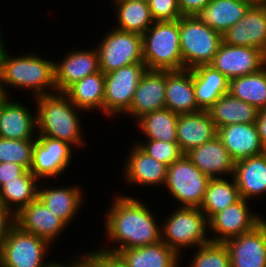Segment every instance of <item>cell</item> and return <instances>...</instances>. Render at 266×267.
<instances>
[{
    "label": "cell",
    "instance_id": "obj_9",
    "mask_svg": "<svg viewBox=\"0 0 266 267\" xmlns=\"http://www.w3.org/2000/svg\"><path fill=\"white\" fill-rule=\"evenodd\" d=\"M100 70L106 74L121 67L144 63L142 35L110 29L96 46Z\"/></svg>",
    "mask_w": 266,
    "mask_h": 267
},
{
    "label": "cell",
    "instance_id": "obj_31",
    "mask_svg": "<svg viewBox=\"0 0 266 267\" xmlns=\"http://www.w3.org/2000/svg\"><path fill=\"white\" fill-rule=\"evenodd\" d=\"M208 112L217 129L238 123H255L258 109L249 103L231 96L222 95Z\"/></svg>",
    "mask_w": 266,
    "mask_h": 267
},
{
    "label": "cell",
    "instance_id": "obj_18",
    "mask_svg": "<svg viewBox=\"0 0 266 267\" xmlns=\"http://www.w3.org/2000/svg\"><path fill=\"white\" fill-rule=\"evenodd\" d=\"M100 71L96 47L74 49L60 61H54L55 86L57 92H64L73 83Z\"/></svg>",
    "mask_w": 266,
    "mask_h": 267
},
{
    "label": "cell",
    "instance_id": "obj_12",
    "mask_svg": "<svg viewBox=\"0 0 266 267\" xmlns=\"http://www.w3.org/2000/svg\"><path fill=\"white\" fill-rule=\"evenodd\" d=\"M248 202L249 200L241 197L208 220L209 232L214 234L210 238L211 242L224 243L231 238L250 232L265 219L263 214L253 213Z\"/></svg>",
    "mask_w": 266,
    "mask_h": 267
},
{
    "label": "cell",
    "instance_id": "obj_23",
    "mask_svg": "<svg viewBox=\"0 0 266 267\" xmlns=\"http://www.w3.org/2000/svg\"><path fill=\"white\" fill-rule=\"evenodd\" d=\"M191 162L211 178L233 177L235 162L216 136L213 140L193 148L186 153Z\"/></svg>",
    "mask_w": 266,
    "mask_h": 267
},
{
    "label": "cell",
    "instance_id": "obj_50",
    "mask_svg": "<svg viewBox=\"0 0 266 267\" xmlns=\"http://www.w3.org/2000/svg\"><path fill=\"white\" fill-rule=\"evenodd\" d=\"M112 1H144V0H112Z\"/></svg>",
    "mask_w": 266,
    "mask_h": 267
},
{
    "label": "cell",
    "instance_id": "obj_32",
    "mask_svg": "<svg viewBox=\"0 0 266 267\" xmlns=\"http://www.w3.org/2000/svg\"><path fill=\"white\" fill-rule=\"evenodd\" d=\"M40 182L30 170H27L16 180L7 181L0 187V203L16 215L37 198Z\"/></svg>",
    "mask_w": 266,
    "mask_h": 267
},
{
    "label": "cell",
    "instance_id": "obj_46",
    "mask_svg": "<svg viewBox=\"0 0 266 267\" xmlns=\"http://www.w3.org/2000/svg\"><path fill=\"white\" fill-rule=\"evenodd\" d=\"M102 267H128V265L118 254L102 250Z\"/></svg>",
    "mask_w": 266,
    "mask_h": 267
},
{
    "label": "cell",
    "instance_id": "obj_28",
    "mask_svg": "<svg viewBox=\"0 0 266 267\" xmlns=\"http://www.w3.org/2000/svg\"><path fill=\"white\" fill-rule=\"evenodd\" d=\"M251 6L245 0H211L195 16L222 35L235 25Z\"/></svg>",
    "mask_w": 266,
    "mask_h": 267
},
{
    "label": "cell",
    "instance_id": "obj_35",
    "mask_svg": "<svg viewBox=\"0 0 266 267\" xmlns=\"http://www.w3.org/2000/svg\"><path fill=\"white\" fill-rule=\"evenodd\" d=\"M211 178L207 184L205 196L200 206L209 220L217 212L237 202L241 197L233 177Z\"/></svg>",
    "mask_w": 266,
    "mask_h": 267
},
{
    "label": "cell",
    "instance_id": "obj_36",
    "mask_svg": "<svg viewBox=\"0 0 266 267\" xmlns=\"http://www.w3.org/2000/svg\"><path fill=\"white\" fill-rule=\"evenodd\" d=\"M228 93L258 110L266 108V66L254 74L231 79Z\"/></svg>",
    "mask_w": 266,
    "mask_h": 267
},
{
    "label": "cell",
    "instance_id": "obj_33",
    "mask_svg": "<svg viewBox=\"0 0 266 267\" xmlns=\"http://www.w3.org/2000/svg\"><path fill=\"white\" fill-rule=\"evenodd\" d=\"M179 114L168 108L144 114L136 121V127L145 140L177 142V119Z\"/></svg>",
    "mask_w": 266,
    "mask_h": 267
},
{
    "label": "cell",
    "instance_id": "obj_6",
    "mask_svg": "<svg viewBox=\"0 0 266 267\" xmlns=\"http://www.w3.org/2000/svg\"><path fill=\"white\" fill-rule=\"evenodd\" d=\"M179 30L184 69L209 65L222 42V35L195 15L179 18Z\"/></svg>",
    "mask_w": 266,
    "mask_h": 267
},
{
    "label": "cell",
    "instance_id": "obj_11",
    "mask_svg": "<svg viewBox=\"0 0 266 267\" xmlns=\"http://www.w3.org/2000/svg\"><path fill=\"white\" fill-rule=\"evenodd\" d=\"M73 148L70 143L59 139L36 136L30 172L39 181L59 178L72 163Z\"/></svg>",
    "mask_w": 266,
    "mask_h": 267
},
{
    "label": "cell",
    "instance_id": "obj_15",
    "mask_svg": "<svg viewBox=\"0 0 266 267\" xmlns=\"http://www.w3.org/2000/svg\"><path fill=\"white\" fill-rule=\"evenodd\" d=\"M231 267H266V220L252 231L224 242Z\"/></svg>",
    "mask_w": 266,
    "mask_h": 267
},
{
    "label": "cell",
    "instance_id": "obj_5",
    "mask_svg": "<svg viewBox=\"0 0 266 267\" xmlns=\"http://www.w3.org/2000/svg\"><path fill=\"white\" fill-rule=\"evenodd\" d=\"M209 223L200 208L178 207L161 223V240L182 259L183 248L193 249L211 242Z\"/></svg>",
    "mask_w": 266,
    "mask_h": 267
},
{
    "label": "cell",
    "instance_id": "obj_10",
    "mask_svg": "<svg viewBox=\"0 0 266 267\" xmlns=\"http://www.w3.org/2000/svg\"><path fill=\"white\" fill-rule=\"evenodd\" d=\"M146 70L145 63H135L105 74L103 115L106 119L120 118L129 110Z\"/></svg>",
    "mask_w": 266,
    "mask_h": 267
},
{
    "label": "cell",
    "instance_id": "obj_29",
    "mask_svg": "<svg viewBox=\"0 0 266 267\" xmlns=\"http://www.w3.org/2000/svg\"><path fill=\"white\" fill-rule=\"evenodd\" d=\"M105 74L100 70L73 83L63 93L83 112L99 111L103 115Z\"/></svg>",
    "mask_w": 266,
    "mask_h": 267
},
{
    "label": "cell",
    "instance_id": "obj_38",
    "mask_svg": "<svg viewBox=\"0 0 266 267\" xmlns=\"http://www.w3.org/2000/svg\"><path fill=\"white\" fill-rule=\"evenodd\" d=\"M188 267H231L230 255L224 243L210 242L198 246Z\"/></svg>",
    "mask_w": 266,
    "mask_h": 267
},
{
    "label": "cell",
    "instance_id": "obj_17",
    "mask_svg": "<svg viewBox=\"0 0 266 267\" xmlns=\"http://www.w3.org/2000/svg\"><path fill=\"white\" fill-rule=\"evenodd\" d=\"M15 224L22 230L45 239L51 245H54L58 236H62L64 229L68 227L38 198L15 215Z\"/></svg>",
    "mask_w": 266,
    "mask_h": 267
},
{
    "label": "cell",
    "instance_id": "obj_42",
    "mask_svg": "<svg viewBox=\"0 0 266 267\" xmlns=\"http://www.w3.org/2000/svg\"><path fill=\"white\" fill-rule=\"evenodd\" d=\"M26 171L27 169L25 167L14 162L0 163V187L4 185L7 181L16 180Z\"/></svg>",
    "mask_w": 266,
    "mask_h": 267
},
{
    "label": "cell",
    "instance_id": "obj_44",
    "mask_svg": "<svg viewBox=\"0 0 266 267\" xmlns=\"http://www.w3.org/2000/svg\"><path fill=\"white\" fill-rule=\"evenodd\" d=\"M211 0H178L182 16H194Z\"/></svg>",
    "mask_w": 266,
    "mask_h": 267
},
{
    "label": "cell",
    "instance_id": "obj_48",
    "mask_svg": "<svg viewBox=\"0 0 266 267\" xmlns=\"http://www.w3.org/2000/svg\"><path fill=\"white\" fill-rule=\"evenodd\" d=\"M245 1L250 3L251 5L266 6V0H245Z\"/></svg>",
    "mask_w": 266,
    "mask_h": 267
},
{
    "label": "cell",
    "instance_id": "obj_37",
    "mask_svg": "<svg viewBox=\"0 0 266 267\" xmlns=\"http://www.w3.org/2000/svg\"><path fill=\"white\" fill-rule=\"evenodd\" d=\"M35 140H16L0 137V163L14 162L30 170Z\"/></svg>",
    "mask_w": 266,
    "mask_h": 267
},
{
    "label": "cell",
    "instance_id": "obj_39",
    "mask_svg": "<svg viewBox=\"0 0 266 267\" xmlns=\"http://www.w3.org/2000/svg\"><path fill=\"white\" fill-rule=\"evenodd\" d=\"M135 143L148 155L167 166H170L184 155L177 142L143 140V142L135 141Z\"/></svg>",
    "mask_w": 266,
    "mask_h": 267
},
{
    "label": "cell",
    "instance_id": "obj_51",
    "mask_svg": "<svg viewBox=\"0 0 266 267\" xmlns=\"http://www.w3.org/2000/svg\"><path fill=\"white\" fill-rule=\"evenodd\" d=\"M3 91H2V88H1V83H0V94L2 93Z\"/></svg>",
    "mask_w": 266,
    "mask_h": 267
},
{
    "label": "cell",
    "instance_id": "obj_34",
    "mask_svg": "<svg viewBox=\"0 0 266 267\" xmlns=\"http://www.w3.org/2000/svg\"><path fill=\"white\" fill-rule=\"evenodd\" d=\"M116 14V29L143 35L154 23L147 0L111 1Z\"/></svg>",
    "mask_w": 266,
    "mask_h": 267
},
{
    "label": "cell",
    "instance_id": "obj_24",
    "mask_svg": "<svg viewBox=\"0 0 266 267\" xmlns=\"http://www.w3.org/2000/svg\"><path fill=\"white\" fill-rule=\"evenodd\" d=\"M217 136V128L208 110L179 114L177 119V143L184 154Z\"/></svg>",
    "mask_w": 266,
    "mask_h": 267
},
{
    "label": "cell",
    "instance_id": "obj_4",
    "mask_svg": "<svg viewBox=\"0 0 266 267\" xmlns=\"http://www.w3.org/2000/svg\"><path fill=\"white\" fill-rule=\"evenodd\" d=\"M143 61L147 70L184 69L180 45L179 19L154 21L142 35Z\"/></svg>",
    "mask_w": 266,
    "mask_h": 267
},
{
    "label": "cell",
    "instance_id": "obj_19",
    "mask_svg": "<svg viewBox=\"0 0 266 267\" xmlns=\"http://www.w3.org/2000/svg\"><path fill=\"white\" fill-rule=\"evenodd\" d=\"M166 71L146 70L134 93L129 110L124 115L135 122L144 114L166 108Z\"/></svg>",
    "mask_w": 266,
    "mask_h": 267
},
{
    "label": "cell",
    "instance_id": "obj_14",
    "mask_svg": "<svg viewBox=\"0 0 266 267\" xmlns=\"http://www.w3.org/2000/svg\"><path fill=\"white\" fill-rule=\"evenodd\" d=\"M130 146L128 157L124 159L125 166L122 168L124 182L127 181L131 186L140 185V188L164 186L168 166L148 155L136 143Z\"/></svg>",
    "mask_w": 266,
    "mask_h": 267
},
{
    "label": "cell",
    "instance_id": "obj_7",
    "mask_svg": "<svg viewBox=\"0 0 266 267\" xmlns=\"http://www.w3.org/2000/svg\"><path fill=\"white\" fill-rule=\"evenodd\" d=\"M52 245L43 238L22 230L14 224L0 251L1 267H56L57 261L47 262ZM46 259V260H45ZM46 261V262H45ZM51 261V262H50Z\"/></svg>",
    "mask_w": 266,
    "mask_h": 267
},
{
    "label": "cell",
    "instance_id": "obj_40",
    "mask_svg": "<svg viewBox=\"0 0 266 267\" xmlns=\"http://www.w3.org/2000/svg\"><path fill=\"white\" fill-rule=\"evenodd\" d=\"M154 21H175L182 17L178 0H147Z\"/></svg>",
    "mask_w": 266,
    "mask_h": 267
},
{
    "label": "cell",
    "instance_id": "obj_30",
    "mask_svg": "<svg viewBox=\"0 0 266 267\" xmlns=\"http://www.w3.org/2000/svg\"><path fill=\"white\" fill-rule=\"evenodd\" d=\"M118 255L128 267H180L181 261V257L162 240L155 244L121 250Z\"/></svg>",
    "mask_w": 266,
    "mask_h": 267
},
{
    "label": "cell",
    "instance_id": "obj_25",
    "mask_svg": "<svg viewBox=\"0 0 266 267\" xmlns=\"http://www.w3.org/2000/svg\"><path fill=\"white\" fill-rule=\"evenodd\" d=\"M233 178L245 200L266 195V152L235 162Z\"/></svg>",
    "mask_w": 266,
    "mask_h": 267
},
{
    "label": "cell",
    "instance_id": "obj_45",
    "mask_svg": "<svg viewBox=\"0 0 266 267\" xmlns=\"http://www.w3.org/2000/svg\"><path fill=\"white\" fill-rule=\"evenodd\" d=\"M258 135L261 143L266 150V108L258 110L257 119L255 121Z\"/></svg>",
    "mask_w": 266,
    "mask_h": 267
},
{
    "label": "cell",
    "instance_id": "obj_21",
    "mask_svg": "<svg viewBox=\"0 0 266 267\" xmlns=\"http://www.w3.org/2000/svg\"><path fill=\"white\" fill-rule=\"evenodd\" d=\"M36 135V113L8 96L0 107V137L30 140L36 139Z\"/></svg>",
    "mask_w": 266,
    "mask_h": 267
},
{
    "label": "cell",
    "instance_id": "obj_26",
    "mask_svg": "<svg viewBox=\"0 0 266 267\" xmlns=\"http://www.w3.org/2000/svg\"><path fill=\"white\" fill-rule=\"evenodd\" d=\"M165 104L177 114L201 111L195 100L192 70L166 71Z\"/></svg>",
    "mask_w": 266,
    "mask_h": 267
},
{
    "label": "cell",
    "instance_id": "obj_13",
    "mask_svg": "<svg viewBox=\"0 0 266 267\" xmlns=\"http://www.w3.org/2000/svg\"><path fill=\"white\" fill-rule=\"evenodd\" d=\"M209 65L231 80L259 72L266 66V54L258 48L221 42Z\"/></svg>",
    "mask_w": 266,
    "mask_h": 267
},
{
    "label": "cell",
    "instance_id": "obj_1",
    "mask_svg": "<svg viewBox=\"0 0 266 267\" xmlns=\"http://www.w3.org/2000/svg\"><path fill=\"white\" fill-rule=\"evenodd\" d=\"M111 200L105 214V235L109 240L100 249L118 254L121 250L142 247L161 241V224L148 205L135 197L120 194ZM157 219V220H156ZM157 222V223H156ZM113 242V243H112ZM110 247V248H109Z\"/></svg>",
    "mask_w": 266,
    "mask_h": 267
},
{
    "label": "cell",
    "instance_id": "obj_27",
    "mask_svg": "<svg viewBox=\"0 0 266 267\" xmlns=\"http://www.w3.org/2000/svg\"><path fill=\"white\" fill-rule=\"evenodd\" d=\"M191 70L195 100L201 110H208L228 93L230 80L211 65H199Z\"/></svg>",
    "mask_w": 266,
    "mask_h": 267
},
{
    "label": "cell",
    "instance_id": "obj_20",
    "mask_svg": "<svg viewBox=\"0 0 266 267\" xmlns=\"http://www.w3.org/2000/svg\"><path fill=\"white\" fill-rule=\"evenodd\" d=\"M217 137L234 162L266 152L255 123H238L217 129Z\"/></svg>",
    "mask_w": 266,
    "mask_h": 267
},
{
    "label": "cell",
    "instance_id": "obj_2",
    "mask_svg": "<svg viewBox=\"0 0 266 267\" xmlns=\"http://www.w3.org/2000/svg\"><path fill=\"white\" fill-rule=\"evenodd\" d=\"M46 58L29 51L13 57L5 50L0 60L2 91L10 96L9 87L30 90L33 98L56 93L54 61Z\"/></svg>",
    "mask_w": 266,
    "mask_h": 267
},
{
    "label": "cell",
    "instance_id": "obj_41",
    "mask_svg": "<svg viewBox=\"0 0 266 267\" xmlns=\"http://www.w3.org/2000/svg\"><path fill=\"white\" fill-rule=\"evenodd\" d=\"M75 259V260H74ZM58 267H102V250L97 248L96 250L86 251L83 254L76 255L73 259L67 262H58Z\"/></svg>",
    "mask_w": 266,
    "mask_h": 267
},
{
    "label": "cell",
    "instance_id": "obj_43",
    "mask_svg": "<svg viewBox=\"0 0 266 267\" xmlns=\"http://www.w3.org/2000/svg\"><path fill=\"white\" fill-rule=\"evenodd\" d=\"M15 224V215L0 203V251L11 227Z\"/></svg>",
    "mask_w": 266,
    "mask_h": 267
},
{
    "label": "cell",
    "instance_id": "obj_16",
    "mask_svg": "<svg viewBox=\"0 0 266 267\" xmlns=\"http://www.w3.org/2000/svg\"><path fill=\"white\" fill-rule=\"evenodd\" d=\"M222 42L258 48L266 54V6L252 5L235 25L222 34Z\"/></svg>",
    "mask_w": 266,
    "mask_h": 267
},
{
    "label": "cell",
    "instance_id": "obj_47",
    "mask_svg": "<svg viewBox=\"0 0 266 267\" xmlns=\"http://www.w3.org/2000/svg\"><path fill=\"white\" fill-rule=\"evenodd\" d=\"M3 32H2V30H1V25H0V60H1V58H2V56H3V54H4V51L6 50L5 49V46L6 45H4V41H3V34H2Z\"/></svg>",
    "mask_w": 266,
    "mask_h": 267
},
{
    "label": "cell",
    "instance_id": "obj_49",
    "mask_svg": "<svg viewBox=\"0 0 266 267\" xmlns=\"http://www.w3.org/2000/svg\"><path fill=\"white\" fill-rule=\"evenodd\" d=\"M7 97H8V96H7L4 92H2V93L0 94V107L2 106L4 100H5Z\"/></svg>",
    "mask_w": 266,
    "mask_h": 267
},
{
    "label": "cell",
    "instance_id": "obj_8",
    "mask_svg": "<svg viewBox=\"0 0 266 267\" xmlns=\"http://www.w3.org/2000/svg\"><path fill=\"white\" fill-rule=\"evenodd\" d=\"M210 178L204 175L184 154L168 166L166 191L179 203L178 207L200 208Z\"/></svg>",
    "mask_w": 266,
    "mask_h": 267
},
{
    "label": "cell",
    "instance_id": "obj_22",
    "mask_svg": "<svg viewBox=\"0 0 266 267\" xmlns=\"http://www.w3.org/2000/svg\"><path fill=\"white\" fill-rule=\"evenodd\" d=\"M42 182L43 183L38 185L37 198L50 209L52 213L69 226L72 220L77 218L76 215L81 210L80 208H82L84 204L83 201H86L84 199V196H86L84 195V191L77 185H71L70 187L57 186L59 188H54L48 184L47 187L44 186L45 182H48V180H43Z\"/></svg>",
    "mask_w": 266,
    "mask_h": 267
},
{
    "label": "cell",
    "instance_id": "obj_3",
    "mask_svg": "<svg viewBox=\"0 0 266 267\" xmlns=\"http://www.w3.org/2000/svg\"><path fill=\"white\" fill-rule=\"evenodd\" d=\"M34 101L38 134L36 136L59 139L77 149H80V146L84 148L86 143L85 138L83 140V126L79 114L82 110L63 92L38 96Z\"/></svg>",
    "mask_w": 266,
    "mask_h": 267
}]
</instances>
